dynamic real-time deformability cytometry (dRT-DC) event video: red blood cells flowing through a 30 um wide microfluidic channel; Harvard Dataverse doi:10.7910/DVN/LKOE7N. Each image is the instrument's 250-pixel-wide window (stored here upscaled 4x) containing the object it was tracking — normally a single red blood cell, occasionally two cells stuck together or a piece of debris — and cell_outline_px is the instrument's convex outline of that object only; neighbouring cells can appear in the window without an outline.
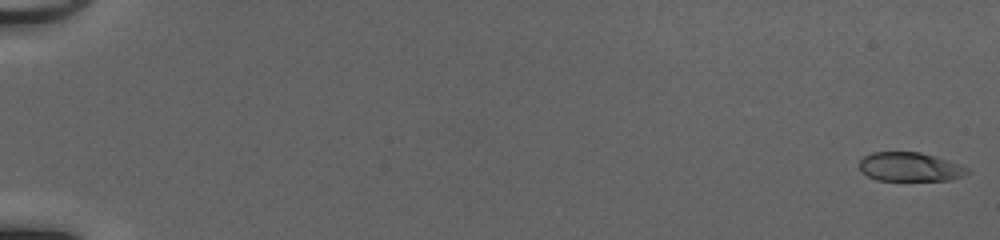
{"species": "common noctule bat (a hibernating species)", "species_latin": "Nyctalus noctula", "temperature_condition": "cold", "stored_images_in_passage": 52, "camera_frame_rate_fps": 3000, "um_per_image_px": 0.085, "animal": {"sex": "female", "body_mass_g": 20.0, "forearm_length_mm": 54.0}, "frame": {"image": 1, "passage_image": 1, "time_ms": 0.0, "image_size_px": [1000, 240], "cell_outline_px": [[968, 172], [960, 176], [948, 180], [876, 180], [860, 172], [860, 160], [864, 156], [872, 152], [920, 152], [936, 156], [960, 164], [968, 168]], "centroid_in_image_um": [77.31, 14.18], "position_along_channel_um": 7.7, "area_um2": 18.15}}
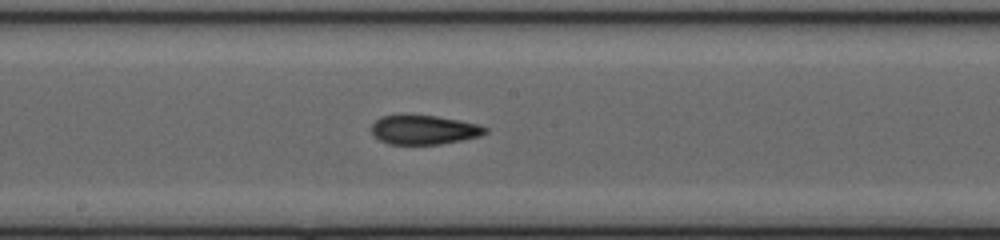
{"frame": {"image": 2, "passage_image": 30, "time_ms": 9.667, "image_size_px": [1000, 240], "cell_outline_px": [[488, 132], [480, 136], [440, 144], [388, 144], [372, 136], [372, 124], [380, 116], [400, 112], [436, 116], [460, 120], [480, 124], [488, 128]], "centroid_in_image_um": [35.99, 10.99], "position_along_channel_um": 212.2, "area_um2": 20.06}}
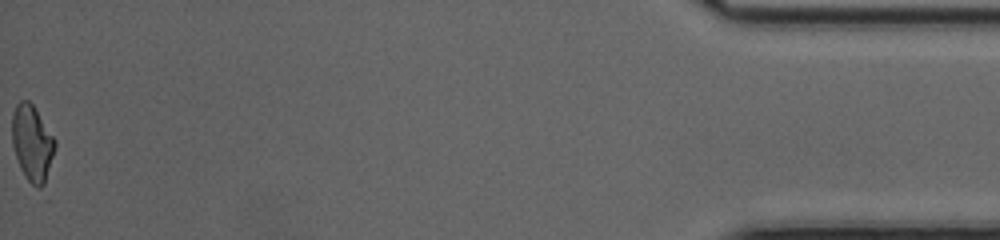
{"frame": {"image": 3, "passage_image": 52, "time_ms": 17.0, "image_size_px": [1000, 240], "cell_outline_px": [[56, 148], [44, 184], [40, 188], [36, 188], [24, 176], [20, 168], [12, 144], [12, 112], [16, 104], [20, 100], [28, 100], [32, 104], [56, 140]], "centroid_in_image_um": [2.73, 12.16], "position_along_channel_um": 432.5, "area_um2": 19.02}, "authors_computed_cell_mechanics": {"area_um2": 19.4497, "velocity_mm_per_s": 4.175, "shape_relaxation_time_tau1_ms": null, "shape_relaxation_time_tau2_ms": 2.1413, "deformation_change_tau1": null, "deformation_change_tau2": 0.093}}